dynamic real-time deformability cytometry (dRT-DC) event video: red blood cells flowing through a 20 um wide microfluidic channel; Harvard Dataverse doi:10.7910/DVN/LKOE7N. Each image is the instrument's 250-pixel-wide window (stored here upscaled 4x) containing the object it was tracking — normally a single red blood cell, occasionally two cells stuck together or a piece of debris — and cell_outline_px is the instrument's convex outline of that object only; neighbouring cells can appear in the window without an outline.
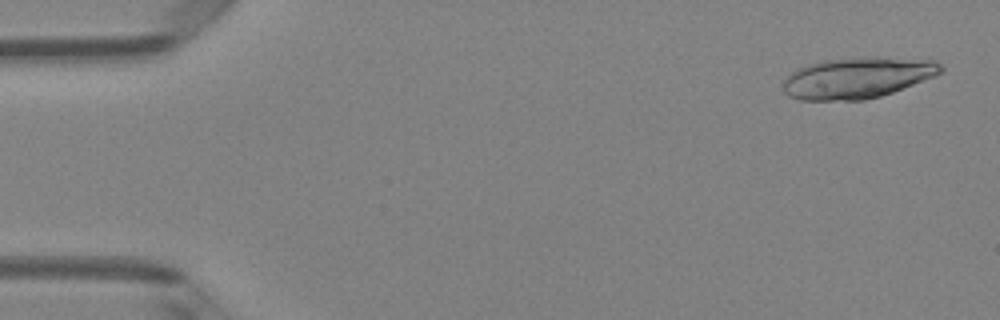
{"species": "Egyptian fruit bat (a non-hibernating species)", "species_latin": "Rousettus aegyptiacus", "temperature_condition": "room temperature", "stored_images_in_passage": 48, "segment_of_instrument_passage": [1, 2], "camera_frame_rate_fps": 3000, "um_per_image_px": 0.085, "animal": {"sex": "female"}, "frame": {"image": 1, "passage_image": 2, "time_ms": 0.333, "image_size_px": [1000, 320], "cell_outline_px": [[944, 72], [936, 76], [892, 92], [880, 96], [864, 100], [800, 100], [788, 96], [784, 92], [784, 80], [792, 72], [808, 64], [824, 60], [876, 56], [880, 56], [932, 60], [940, 64], [944, 68]], "centroid_in_image_um": [72.92, 6.6], "position_along_channel_um": 12.1, "area_um2": 37.8}}